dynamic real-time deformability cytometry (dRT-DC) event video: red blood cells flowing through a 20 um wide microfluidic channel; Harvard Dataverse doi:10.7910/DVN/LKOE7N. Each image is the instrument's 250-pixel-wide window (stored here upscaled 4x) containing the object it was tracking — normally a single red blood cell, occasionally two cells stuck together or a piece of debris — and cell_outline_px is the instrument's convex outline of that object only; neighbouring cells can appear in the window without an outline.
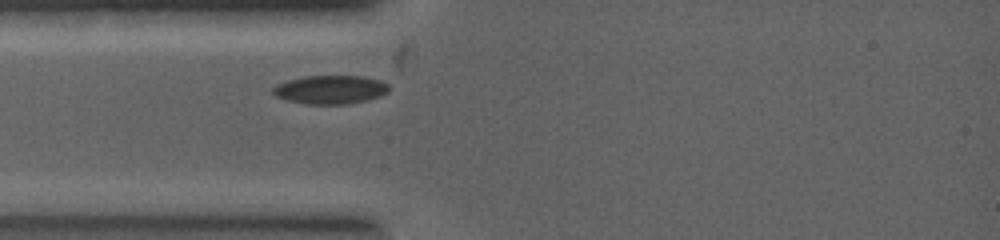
{"species": "common noctule bat (a hibernating species)", "species_latin": "Nyctalus noctula", "temperature_condition": "warm", "stored_images_in_passage": 1, "camera_frame_rate_fps": 5000, "um_per_image_px": 0.085, "animal": {"sex": "female", "body_mass_g": 19.0, "forearm_length_mm": 53.3}, "frame": {"image": 1, "passage_image": 1, "time_ms": 0.0, "image_size_px": [1000, 240], "cell_outline_px": [[388, 92], [380, 96], [348, 104], [312, 104], [288, 100], [276, 96], [272, 92], [272, 88], [288, 80], [304, 76], [360, 76], [380, 80], [388, 84]], "centroid_in_image_um": [28.1, 7.61], "position_along_channel_um": 56.9, "area_um2": 19.02}}